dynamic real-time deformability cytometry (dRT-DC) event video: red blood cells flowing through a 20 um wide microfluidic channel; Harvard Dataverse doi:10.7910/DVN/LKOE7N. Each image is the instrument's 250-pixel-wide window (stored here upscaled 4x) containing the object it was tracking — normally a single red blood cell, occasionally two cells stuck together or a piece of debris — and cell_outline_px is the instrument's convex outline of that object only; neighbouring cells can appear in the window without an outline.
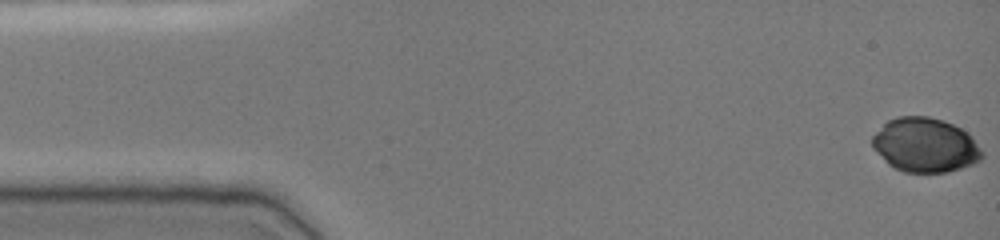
{"species": "common noctule bat (a hibernating species)", "species_latin": "Nyctalus noctula", "temperature_condition": "cold", "stored_images_in_passage": 50, "camera_frame_rate_fps": 3000, "um_per_image_px": 0.085, "animal": {"sex": "female", "body_mass_g": 19.0, "forearm_length_mm": 51.5}, "frame": {"image": 1, "passage_image": 1, "time_ms": 0.0, "image_size_px": [1000, 240], "cell_outline_px": [[984, 156], [980, 160], [972, 164], [948, 172], [904, 172], [888, 164], [872, 148], [872, 136], [888, 120], [900, 116], [928, 116], [952, 124], [968, 132], [972, 136], [984, 152]], "centroid_in_image_um": [78.65, 12.33], "position_along_channel_um": 6.3, "area_um2": 34.74}}